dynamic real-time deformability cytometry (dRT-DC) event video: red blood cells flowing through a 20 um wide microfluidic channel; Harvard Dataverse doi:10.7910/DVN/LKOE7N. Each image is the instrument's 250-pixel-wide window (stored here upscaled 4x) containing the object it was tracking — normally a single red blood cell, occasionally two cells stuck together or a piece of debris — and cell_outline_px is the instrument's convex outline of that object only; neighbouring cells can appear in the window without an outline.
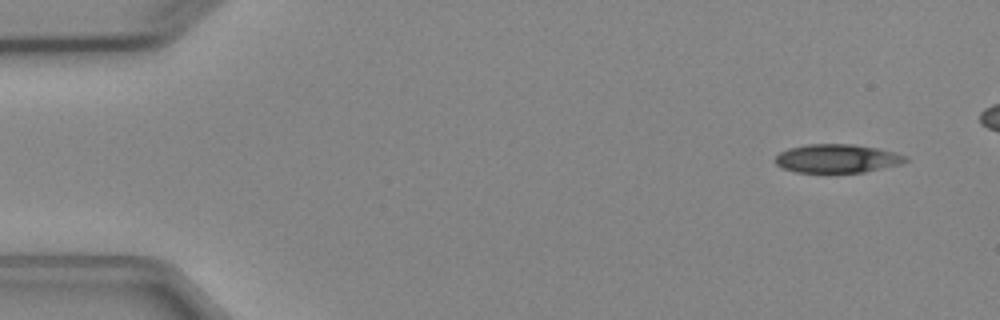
{"species": "Egyptian fruit bat (a non-hibernating species)", "species_latin": "Rousettus aegyptiacus", "temperature_condition": "cold", "stored_images_in_passage": 5, "camera_frame_rate_fps": 3000, "um_per_image_px": 0.085, "animal": {"sex": "female"}, "frame": {"image": 1, "passage_image": 1, "time_ms": 0.0, "image_size_px": [1000, 320], "cell_outline_px": [[908, 160], [900, 164], [864, 172], [796, 172], [784, 168], [776, 164], [772, 160], [780, 152], [788, 148], [808, 144], [852, 144], [876, 148], [896, 152], [908, 156]], "centroid_in_image_um": [71.14, 13.46], "position_along_channel_um": 13.9, "area_um2": 21.68}}